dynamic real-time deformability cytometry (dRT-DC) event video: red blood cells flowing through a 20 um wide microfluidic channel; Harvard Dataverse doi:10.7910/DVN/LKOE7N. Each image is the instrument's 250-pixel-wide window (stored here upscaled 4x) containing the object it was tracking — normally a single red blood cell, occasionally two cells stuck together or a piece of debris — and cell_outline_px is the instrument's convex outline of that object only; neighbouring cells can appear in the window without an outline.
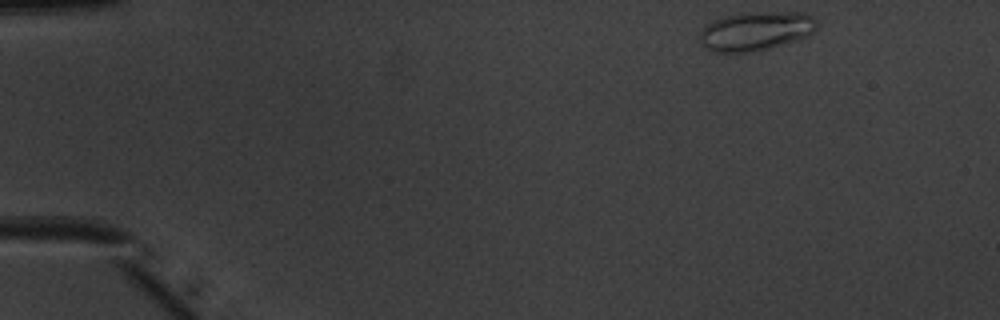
{"species": "common noctule bat (a hibernating species)", "species_latin": "Nyctalus noctula", "temperature_condition": "warm", "stored_images_in_passage": 46, "camera_frame_rate_fps": 3000, "um_per_image_px": 0.085, "animal": {"sex": "male", "body_mass_g": 20.1, "forearm_length_mm": 53.5}, "frame": {"image": 1, "passage_image": 1, "time_ms": 0.0, "image_size_px": [1000, 320], "cell_outline_px": [[816, 28], [808, 36], [784, 44], [752, 52], [712, 52], [704, 48], [700, 40], [700, 32], [704, 24], [712, 20], [724, 16], [744, 12], [804, 12], [812, 16], [816, 20]], "centroid_in_image_um": [64.2, 2.63], "position_along_channel_um": 20.8, "area_um2": 26.88}}
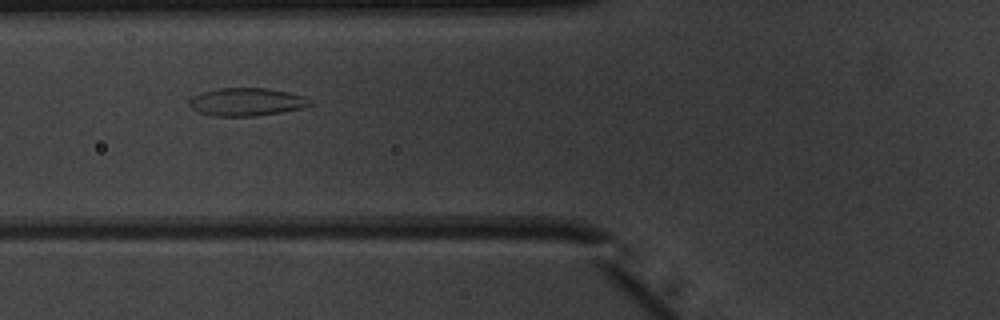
{"frame": {"image": 2, "passage_image": 15, "time_ms": 4.667, "image_size_px": [1000, 320], "cell_outline_px": [[312, 104], [300, 108], [280, 112], [252, 116], [212, 116], [200, 112], [192, 108], [188, 104], [188, 100], [192, 96], [204, 92], [220, 88], [264, 88], [288, 92], [304, 96], [312, 100]], "centroid_in_image_um": [20.94, 8.66], "position_along_channel_um": 104.9, "area_um2": 19.48}}
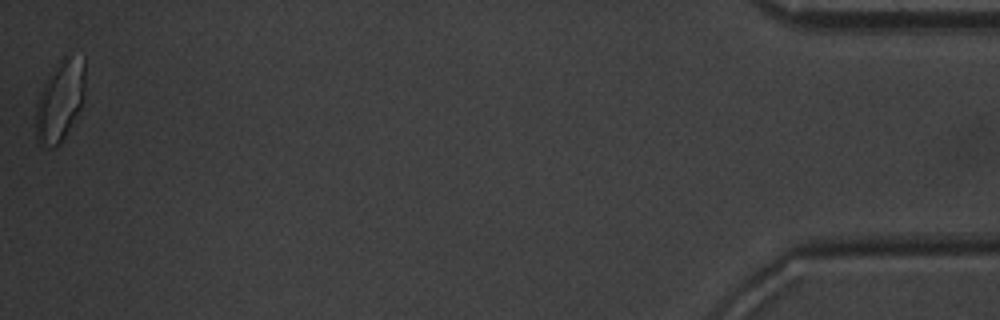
{"frame": {"image": 3, "passage_image": 46, "time_ms": 15.0, "image_size_px": [1000, 320], "cell_outline_px": [[84, 96], [80, 108], [60, 144], [56, 148], [48, 148], [36, 136], [36, 104], [40, 92], [44, 84], [56, 64], [64, 56], [84, 56]], "centroid_in_image_um": [5.11, 8.54], "position_along_channel_um": 430.1, "area_um2": 22.89}, "authors_computed_cell_mechanics": {"area_um2": 19.1896, "velocity_mm_per_s": 3.9794, "shape_relaxation_time_tau1_ms": 7.2513, "shape_relaxation_time_tau2_ms": 0.7718, "deformation_change_tau1": 0.2307, "deformation_change_tau2": 0.0577}}